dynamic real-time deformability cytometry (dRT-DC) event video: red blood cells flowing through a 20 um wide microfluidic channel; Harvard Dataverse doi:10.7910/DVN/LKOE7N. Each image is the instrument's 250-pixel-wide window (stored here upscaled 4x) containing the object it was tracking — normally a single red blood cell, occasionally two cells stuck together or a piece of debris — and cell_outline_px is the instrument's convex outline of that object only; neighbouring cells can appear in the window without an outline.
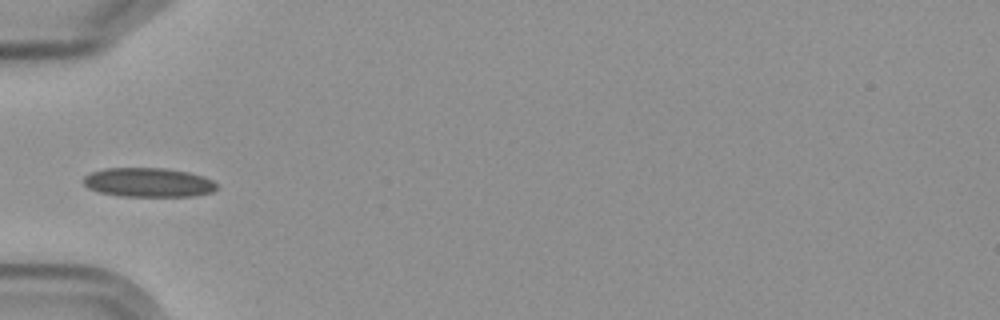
{"species": "Egyptian fruit bat (a non-hibernating species)", "species_latin": "Rousettus aegyptiacus", "temperature_condition": "cold", "stored_images_in_passage": 8, "camera_frame_rate_fps": 3000, "um_per_image_px": 0.085, "frame": {"image": 1, "passage_image": 6, "time_ms": 6.667, "image_size_px": [1000, 320], "cell_outline_px": [[216, 188], [212, 192], [192, 196], [120, 196], [100, 192], [88, 188], [84, 184], [84, 176], [92, 172], [104, 168], [164, 168], [188, 172], [204, 176], [212, 180], [216, 184]], "centroid_in_image_um": [12.61, 15.5], "position_along_channel_um": 72.4, "area_um2": 22.6}}
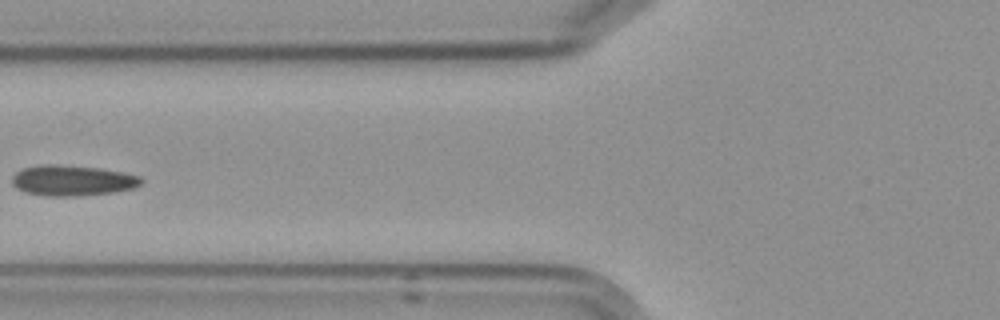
{"frame": {"image": 2, "passage_image": 7, "time_ms": 8.0, "image_size_px": [1000, 320], "cell_outline_px": [[144, 180], [140, 184], [132, 188], [112, 192], [76, 196], [44, 196], [24, 192], [16, 188], [12, 184], [12, 176], [16, 172], [24, 168], [40, 164], [56, 164], [96, 168], [120, 172], [140, 176]], "centroid_in_image_um": [6.09, 15.34], "position_along_channel_um": 119.7, "area_um2": 22.89}}